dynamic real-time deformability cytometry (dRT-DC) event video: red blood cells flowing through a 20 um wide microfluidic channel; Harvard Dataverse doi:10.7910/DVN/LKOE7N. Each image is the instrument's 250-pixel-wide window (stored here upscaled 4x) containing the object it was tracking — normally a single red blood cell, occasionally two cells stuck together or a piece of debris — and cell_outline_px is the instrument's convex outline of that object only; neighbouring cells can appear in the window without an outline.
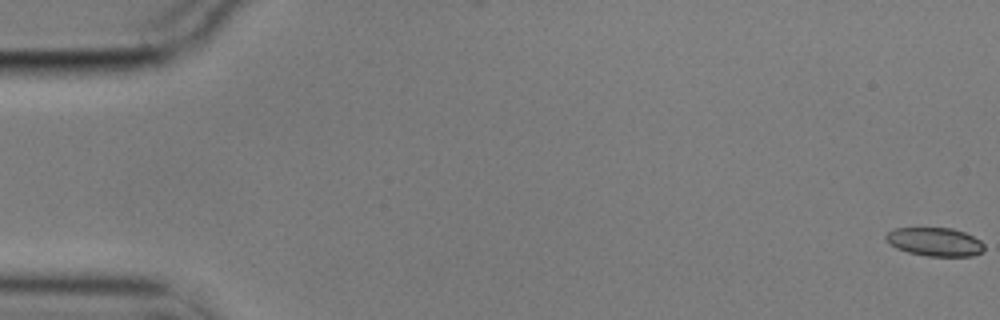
{"species": "common noctule bat (a hibernating species)", "species_latin": "Nyctalus noctula", "temperature_condition": "cold", "stored_images_in_passage": 58, "camera_frame_rate_fps": 3000, "um_per_image_px": 0.085, "animal": {"sex": "male", "body_mass_g": 17.9}, "frame": {"image": 1, "passage_image": 1, "time_ms": 0.0, "image_size_px": [1000, 320], "cell_outline_px": [[984, 252], [972, 256], [928, 256], [908, 252], [896, 248], [888, 244], [884, 240], [884, 236], [888, 232], [896, 228], [952, 228], [964, 232], [980, 240], [984, 244]], "centroid_in_image_um": [79.45, 20.56], "position_along_channel_um": 5.6, "area_um2": 16.47}}
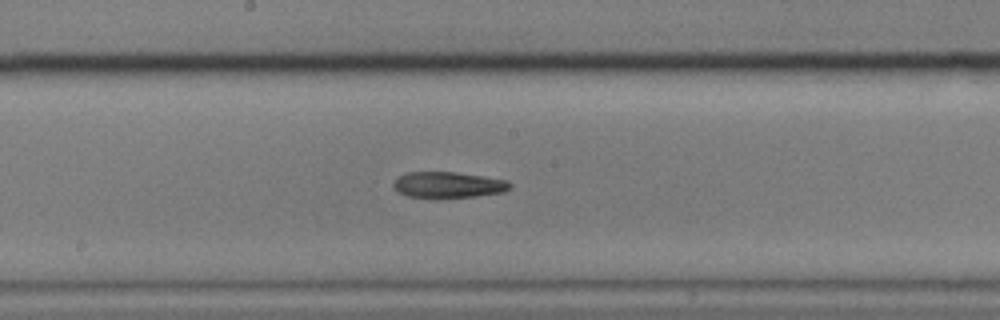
{"frame": {"image": 2, "passage_image": 31, "time_ms": 10.0, "image_size_px": [1000, 320], "cell_outline_px": [[512, 184], [504, 192], [476, 196], [440, 200], [408, 196], [396, 192], [392, 188], [392, 184], [400, 176], [408, 172], [456, 172], [508, 180]], "centroid_in_image_um": [38.06, 15.75], "position_along_channel_um": 210.1, "area_um2": 18.21}}
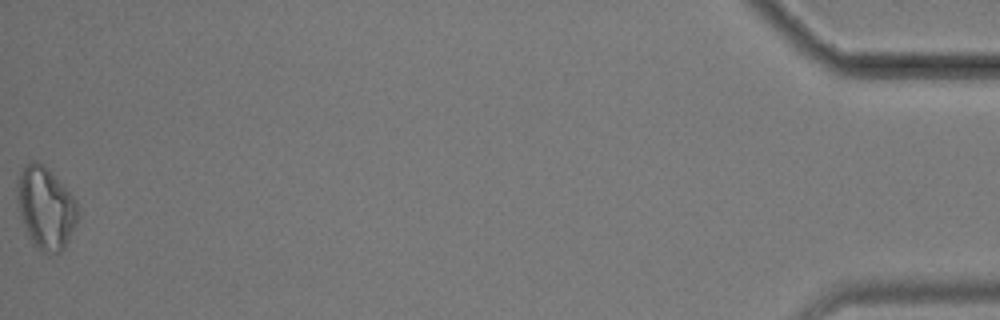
{"frame": {"image": 3, "passage_image": 58, "time_ms": 19.0, "image_size_px": [1000, 320], "cell_outline_px": [[76, 224], [64, 248], [60, 252], [44, 252], [36, 248], [32, 244], [28, 236], [16, 200], [16, 180], [20, 168], [28, 160], [36, 160], [44, 164], [52, 172], [76, 200]], "centroid_in_image_um": [3.83, 17.61], "position_along_channel_um": 431.4, "area_um2": 29.13}}